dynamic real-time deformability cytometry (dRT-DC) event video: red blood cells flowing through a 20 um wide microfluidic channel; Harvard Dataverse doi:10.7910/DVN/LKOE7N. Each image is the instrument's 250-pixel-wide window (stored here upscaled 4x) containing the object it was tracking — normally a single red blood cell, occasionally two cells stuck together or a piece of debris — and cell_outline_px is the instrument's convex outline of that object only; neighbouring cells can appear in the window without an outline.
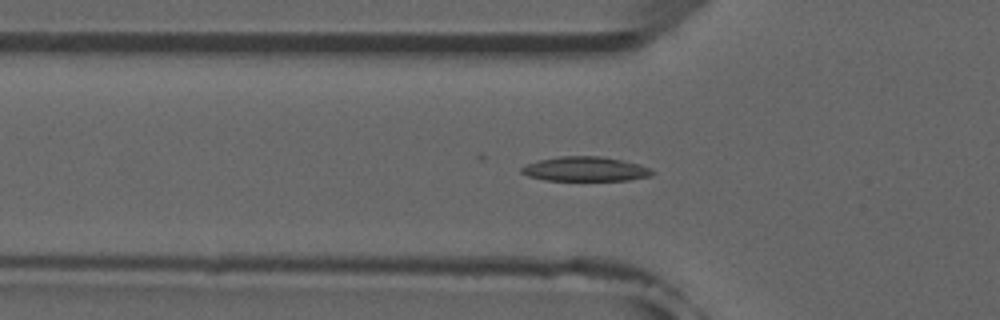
{"species": "common noctule bat (a hibernating species)", "species_latin": "Nyctalus noctula", "temperature_condition": "room temperature", "stored_images_in_passage": 48, "camera_frame_rate_fps": 3000, "um_per_image_px": 0.085, "animal": {"sex": "male", "forearm_length_mm": 52.5}, "frame": {"image": 1, "passage_image": 13, "time_ms": 4.0, "image_size_px": [1000, 320], "cell_outline_px": [[656, 172], [652, 176], [628, 180], [544, 180], [528, 176], [520, 172], [520, 168], [528, 164], [540, 160], [560, 156], [600, 156], [640, 164]], "centroid_in_image_um": [49.76, 14.37], "position_along_channel_um": 76.0, "area_um2": 18.55}}
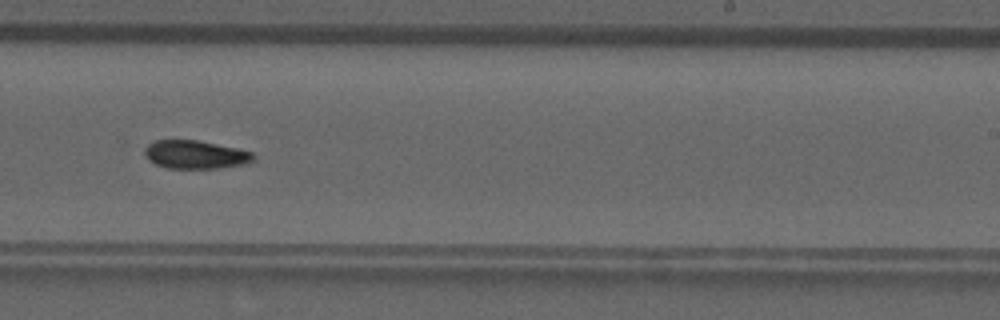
{"frame": {"image": 2, "passage_image": 28, "time_ms": 9.0, "image_size_px": [1000, 320], "cell_outline_px": [[256, 156], [248, 164], [220, 168], [168, 168], [156, 164], [148, 160], [144, 152], [144, 148], [148, 144], [156, 140], [196, 140], [236, 148], [252, 152]], "centroid_in_image_um": [16.61, 13.14], "position_along_channel_um": 272.4, "area_um2": 17.92}}
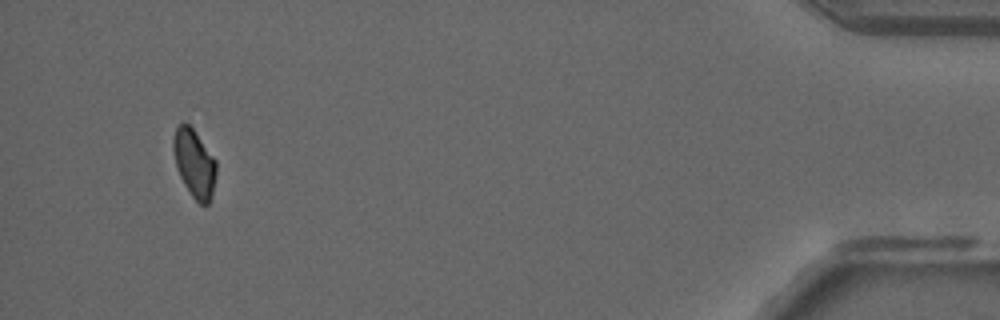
{"frame": {"image": 3, "passage_image": 45, "time_ms": 14.667, "image_size_px": [1000, 320], "cell_outline_px": [[216, 176], [212, 196], [208, 204], [200, 204], [192, 196], [184, 184], [180, 176], [176, 164], [172, 148], [172, 140], [176, 128], [180, 124], [188, 124], [192, 128], [216, 160]], "centroid_in_image_um": [16.52, 13.9], "position_along_channel_um": 418.7, "area_um2": 16.82}}